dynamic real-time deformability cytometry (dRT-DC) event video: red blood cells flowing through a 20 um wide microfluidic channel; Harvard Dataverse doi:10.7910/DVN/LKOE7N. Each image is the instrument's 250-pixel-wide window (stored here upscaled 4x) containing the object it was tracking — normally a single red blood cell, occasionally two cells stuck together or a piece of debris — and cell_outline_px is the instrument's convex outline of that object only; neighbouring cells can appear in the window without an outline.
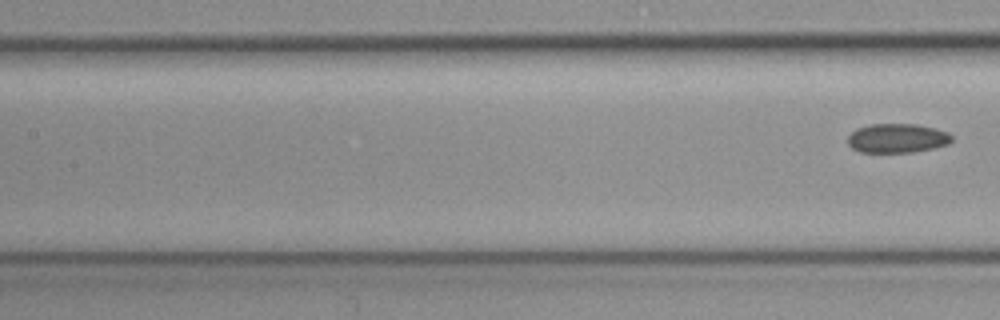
{"species": "common noctule bat (a hibernating species)", "species_latin": "Nyctalus noctula", "temperature_condition": "cold", "stored_images_in_passage": 8, "camera_frame_rate_fps": 3000, "um_per_image_px": 0.085, "animal": {"sex": "female", "body_mass_g": 19.3, "forearm_length_mm": 54.1}, "frame": {"image": 1, "passage_image": 8, "time_ms": 2.333, "image_size_px": [1000, 320], "cell_outline_px": [[952, 140], [948, 144], [932, 148], [912, 152], [860, 152], [852, 148], [848, 144], [848, 136], [856, 128], [868, 124], [916, 124], [948, 132], [952, 136]], "centroid_in_image_um": [76.23, 11.74], "position_along_channel_um": 131.2, "area_um2": 17.63}}